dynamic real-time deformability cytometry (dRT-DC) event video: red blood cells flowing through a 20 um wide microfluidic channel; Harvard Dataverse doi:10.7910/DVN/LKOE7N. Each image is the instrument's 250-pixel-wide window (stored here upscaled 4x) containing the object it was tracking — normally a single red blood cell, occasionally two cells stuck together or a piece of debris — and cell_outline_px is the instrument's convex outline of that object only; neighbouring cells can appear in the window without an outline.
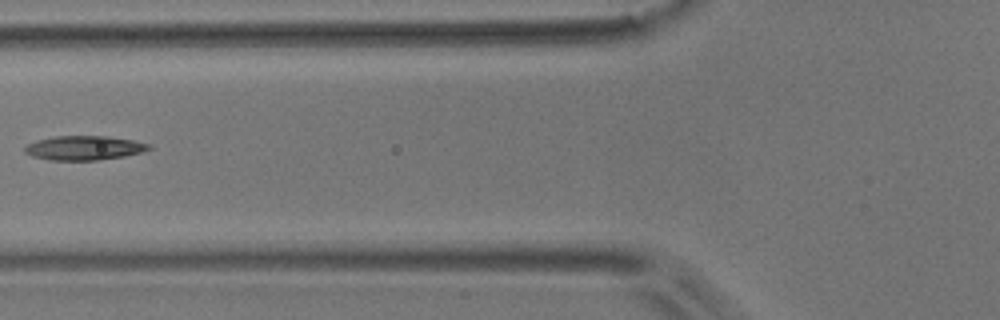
{"species": "common noctule bat (a hibernating species)", "species_latin": "Nyctalus noctula", "temperature_condition": "room temperature", "stored_images_in_passage": 5, "camera_frame_rate_fps": 3000, "um_per_image_px": 0.085, "animal": {"sex": "male", "body_mass_g": 17.9}, "frame": {"image": 1, "passage_image": 5, "time_ms": 1.333, "image_size_px": [1000, 320], "cell_outline_px": [[152, 148], [140, 152], [124, 156], [100, 160], [48, 160], [32, 156], [24, 152], [24, 148], [28, 144], [36, 140], [56, 136], [108, 136], [132, 140], [148, 144]], "centroid_in_image_um": [7.11, 12.57], "position_along_channel_um": 118.7, "area_um2": 17.46}}